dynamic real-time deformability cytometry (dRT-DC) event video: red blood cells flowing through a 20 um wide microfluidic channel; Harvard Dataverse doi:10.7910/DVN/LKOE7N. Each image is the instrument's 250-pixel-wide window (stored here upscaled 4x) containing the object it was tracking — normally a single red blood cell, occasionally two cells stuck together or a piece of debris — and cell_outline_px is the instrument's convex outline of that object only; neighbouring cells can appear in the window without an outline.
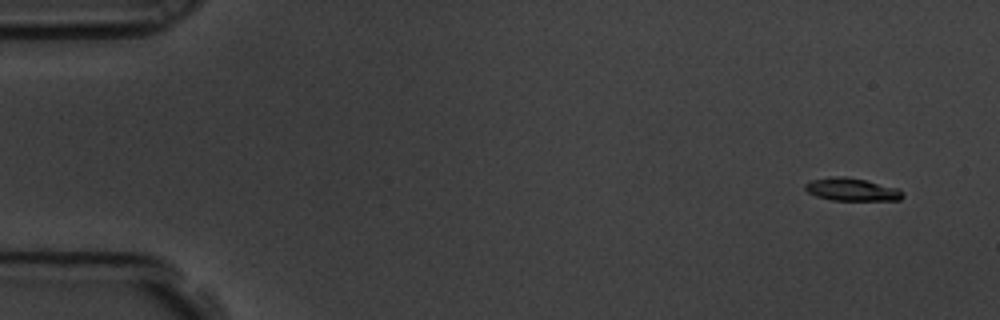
{"species": "common noctule bat (a hibernating species)", "species_latin": "Nyctalus noctula", "temperature_condition": "room temperature", "stored_images_in_passage": 5, "camera_frame_rate_fps": 3000, "um_per_image_px": 0.085, "animal": {"sex": "male", "body_mass_g": 19.5, "forearm_length_mm": 54.6}, "frame": {"image": 1, "passage_image": 1, "time_ms": 0.0, "image_size_px": [1000, 320], "cell_outline_px": [[904, 196], [900, 200], [832, 200], [816, 196], [808, 192], [804, 188], [804, 184], [812, 180], [832, 176], [844, 176], [864, 180], [896, 188], [904, 192]], "centroid_in_image_um": [72.38, 16.11], "position_along_channel_um": 12.6, "area_um2": 12.83}}
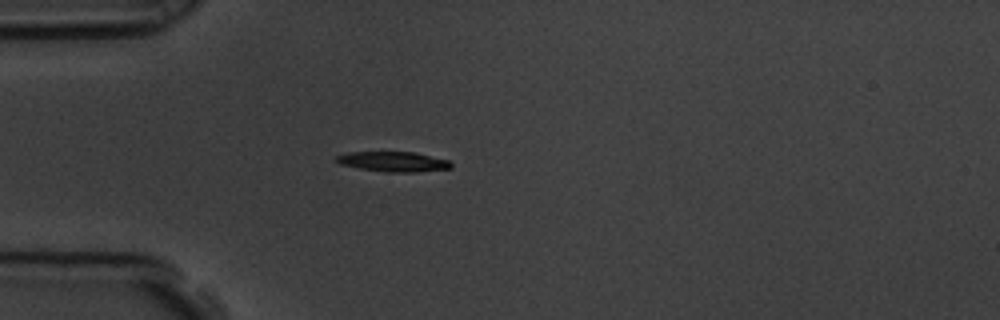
{"frame": {"image": 2, "passage_image": 4, "time_ms": 1.0, "image_size_px": [1000, 320], "cell_outline_px": [[452, 168], [416, 172], [384, 172], [360, 168], [340, 164], [336, 160], [336, 156], [348, 152], [416, 152], [448, 160], [452, 164]], "centroid_in_image_um": [33.45, 13.74], "position_along_channel_um": 51.6, "area_um2": 13.35}}